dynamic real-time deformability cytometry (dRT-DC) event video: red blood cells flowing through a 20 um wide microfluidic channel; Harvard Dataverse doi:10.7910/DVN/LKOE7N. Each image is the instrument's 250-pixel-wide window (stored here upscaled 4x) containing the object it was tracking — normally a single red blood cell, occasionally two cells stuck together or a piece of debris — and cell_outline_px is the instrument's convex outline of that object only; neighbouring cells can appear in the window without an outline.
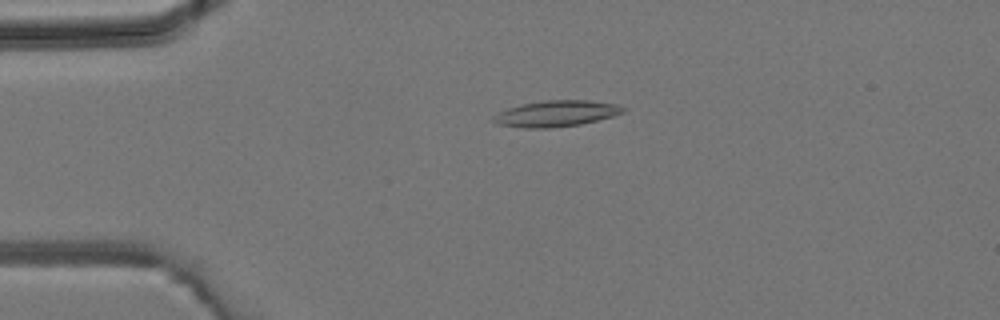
{"species": "common noctule bat (a hibernating species)", "species_latin": "Nyctalus noctula", "temperature_condition": "room temperature", "stored_images_in_passage": 40, "camera_frame_rate_fps": 3000, "um_per_image_px": 0.085, "animal": {"sex": "male", "body_mass_g": 19.2, "forearm_length_mm": 51.8}, "frame": {"image": 1, "passage_image": 6, "time_ms": 1.667, "image_size_px": [1000, 320], "cell_outline_px": [[628, 108], [624, 112], [612, 116], [580, 124], [552, 128], [524, 128], [496, 124], [492, 120], [492, 116], [508, 108], [524, 104], [544, 100], [588, 100], [616, 104]], "centroid_in_image_um": [47.28, 9.65], "position_along_channel_um": 37.7, "area_um2": 19.65}}
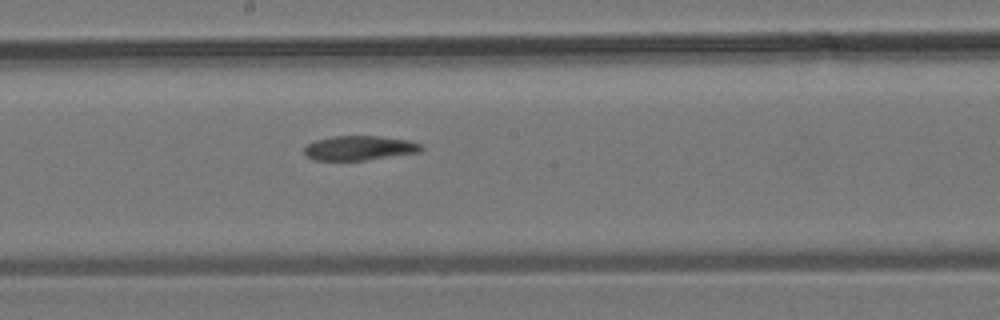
{"frame": {"image": 2, "passage_image": 20, "time_ms": 6.333, "image_size_px": [1000, 320], "cell_outline_px": [[424, 148], [420, 152], [364, 160], [312, 160], [304, 152], [304, 148], [308, 144], [316, 140], [332, 136], [380, 136], [408, 140], [424, 144]], "centroid_in_image_um": [30.58, 12.57], "position_along_channel_um": 217.6, "area_um2": 16.7}}
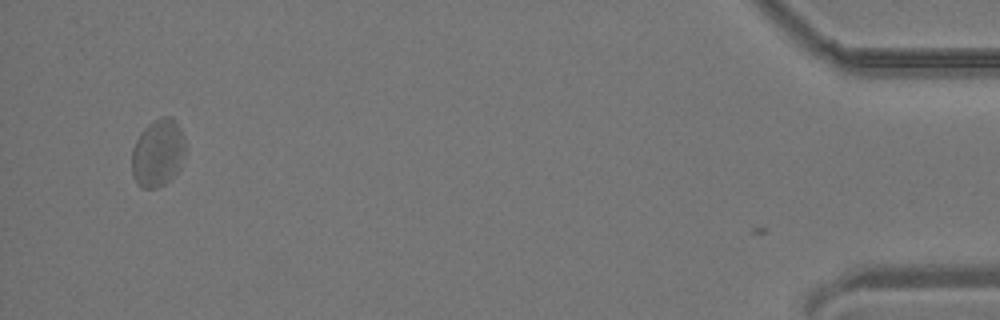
{"frame": {"image": 3, "passage_image": 39, "time_ms": 12.667, "image_size_px": [1000, 320], "cell_outline_px": [[184, 152], [180, 168], [164, 184], [156, 188], [144, 188], [136, 184], [132, 176], [132, 148], [140, 132], [152, 120], [160, 116], [168, 116], [176, 120], [180, 128], [184, 140]], "centroid_in_image_um": [13.39, 12.98], "position_along_channel_um": 421.8, "area_um2": 21.15}}